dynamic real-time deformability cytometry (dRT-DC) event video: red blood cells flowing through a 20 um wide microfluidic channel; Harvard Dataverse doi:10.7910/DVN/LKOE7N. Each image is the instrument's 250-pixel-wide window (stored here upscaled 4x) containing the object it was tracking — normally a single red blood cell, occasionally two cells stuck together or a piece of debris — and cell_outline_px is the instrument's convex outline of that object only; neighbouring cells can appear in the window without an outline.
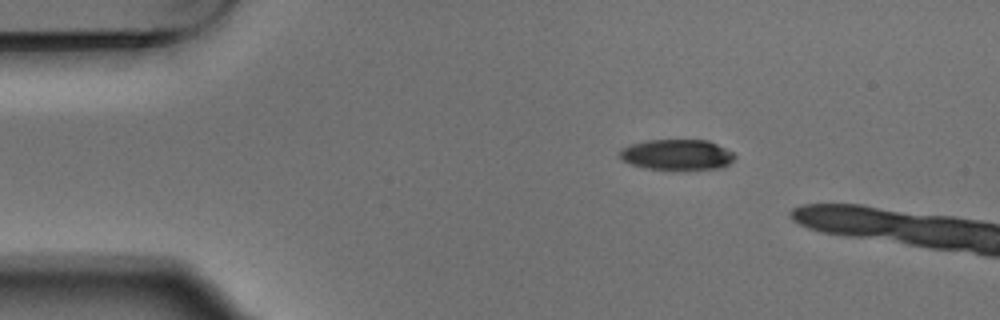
{"species": "Egyptian fruit bat (a non-hibernating species)", "species_latin": "Rousettus aegyptiacus", "temperature_condition": "warm", "stored_images_in_passage": 4, "camera_frame_rate_fps": 3000, "um_per_image_px": 0.085, "animal": {"sex": "male"}, "frame": {"image": 1, "passage_image": 3, "time_ms": 0.667, "image_size_px": [1000, 320], "cell_outline_px": [[736, 156], [728, 164], [720, 168], [644, 168], [620, 160], [620, 148], [632, 144], [648, 140], [708, 140], [732, 152]], "centroid_in_image_um": [57.5, 13.12], "position_along_channel_um": 27.5, "area_um2": 20.0}}